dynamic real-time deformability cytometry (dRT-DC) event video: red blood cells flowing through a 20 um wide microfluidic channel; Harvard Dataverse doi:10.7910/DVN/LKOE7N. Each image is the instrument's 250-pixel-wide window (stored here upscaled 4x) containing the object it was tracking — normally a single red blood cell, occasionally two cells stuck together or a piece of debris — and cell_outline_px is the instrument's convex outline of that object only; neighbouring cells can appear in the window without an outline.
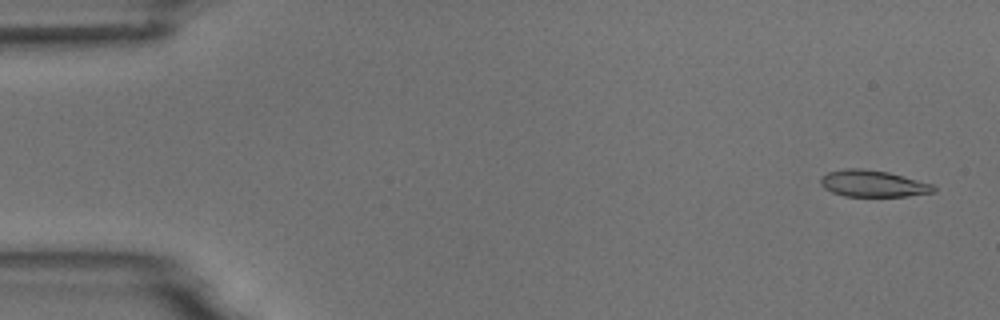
{"species": "common noctule bat (a hibernating species)", "species_latin": "Nyctalus noctula", "temperature_condition": "room temperature", "stored_images_in_passage": 4, "camera_frame_rate_fps": 3000, "um_per_image_px": 0.085, "animal": {"sex": "male", "body_mass_g": 18.8}, "frame": {"image": 1, "passage_image": 1, "time_ms": 0.0, "image_size_px": [1000, 320], "cell_outline_px": [[936, 192], [908, 196], [844, 196], [832, 192], [824, 188], [820, 184], [820, 176], [828, 172], [848, 168], [864, 168], [888, 172], [932, 184], [936, 188]], "centroid_in_image_um": [74.18, 15.6], "position_along_channel_um": 10.8, "area_um2": 17.57}}
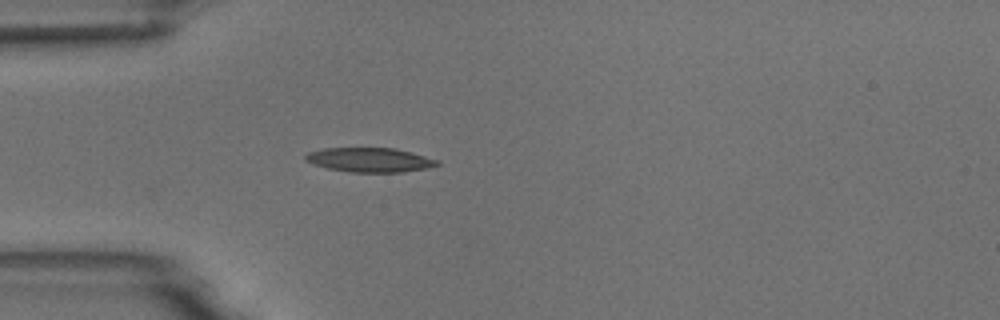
{"frame": {"image": 2, "passage_image": 4, "time_ms": 4.333, "image_size_px": [1000, 320], "cell_outline_px": [[440, 164], [428, 168], [404, 172], [352, 172], [328, 168], [304, 160], [304, 156], [308, 152], [324, 148], [396, 148], [440, 160]], "centroid_in_image_um": [31.47, 13.58], "position_along_channel_um": 53.5, "area_um2": 18.67}}